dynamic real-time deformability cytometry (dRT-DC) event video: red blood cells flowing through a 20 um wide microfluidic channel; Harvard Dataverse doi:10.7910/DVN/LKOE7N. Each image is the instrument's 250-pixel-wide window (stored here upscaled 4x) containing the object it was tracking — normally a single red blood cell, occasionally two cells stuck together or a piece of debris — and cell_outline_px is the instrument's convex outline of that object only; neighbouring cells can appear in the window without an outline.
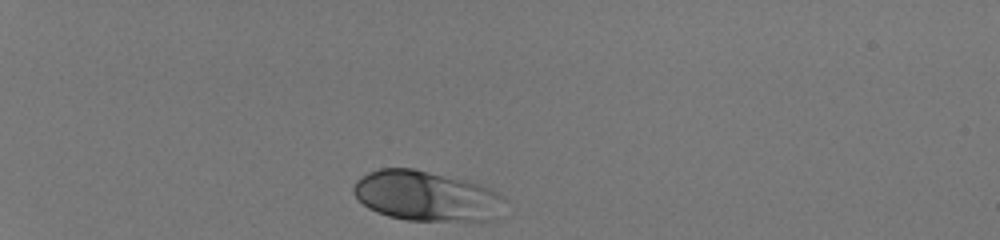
{"species": "human", "species_latin": "Homo sapiens", "temperature_condition": "room temperature", "stored_images_in_passage": 33, "camera_frame_rate_fps": 3000, "um_per_image_px": 0.085, "donor": {"sex": "male"}, "frame": {"image": 1, "passage_image": 1, "time_ms": 0.0, "image_size_px": [1000, 240], "cell_outline_px": [[508, 200], [492, 220], [408, 220], [388, 216], [376, 212], [368, 208], [352, 192], [352, 188], [356, 180], [368, 172], [380, 168], [412, 168], [472, 180], [492, 188], [500, 192]], "centroid_in_image_um": [36.28, 16.63], "position_along_channel_um": 48.7, "area_um2": 44.62}}
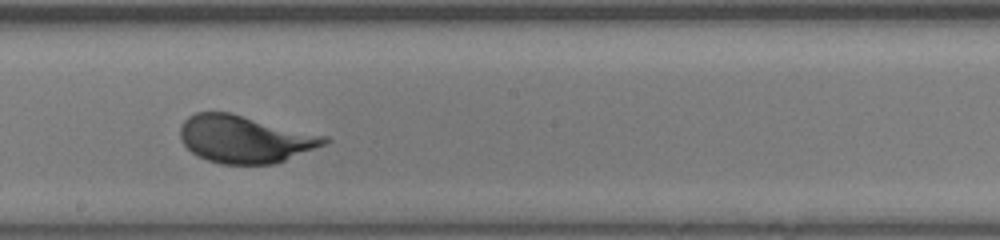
{"frame": {"image": 2, "passage_image": 19, "time_ms": 6.0, "image_size_px": [1000, 240], "cell_outline_px": [[332, 140], [324, 144], [276, 164], [220, 164], [208, 160], [192, 152], [184, 144], [180, 136], [180, 128], [184, 120], [188, 116], [196, 112], [232, 112], [328, 136]], "centroid_in_image_um": [20.82, 11.81], "position_along_channel_um": 227.4, "area_um2": 39.94}}
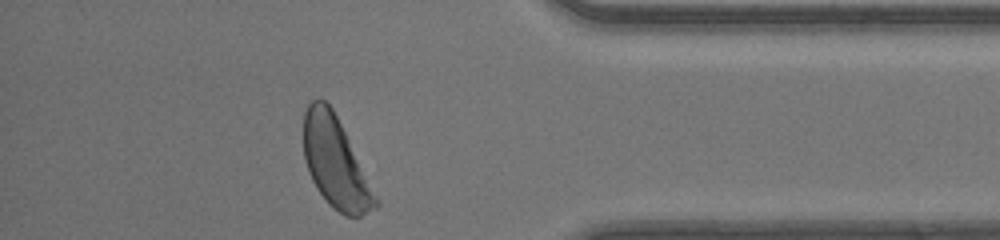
{"frame": {"image": 3, "passage_image": 33, "time_ms": 10.667, "image_size_px": [1000, 240], "cell_outline_px": [[380, 204], [376, 208], [360, 216], [344, 216], [332, 208], [328, 204], [316, 188], [308, 172], [304, 156], [304, 112], [308, 104], [312, 100], [324, 100], [332, 108], [380, 200]], "centroid_in_image_um": [28.53, 13.88], "position_along_channel_um": 406.7, "area_um2": 37.74}, "authors_computed_cell_mechanics": {"area_um2": 39.6508, "velocity_mm_per_s": 4.1205, "shape_relaxation_time_tau1_ms": 1.5817, "shape_relaxation_time_tau2_ms": null, "deformation_change_tau1": 0.1193, "deformation_change_tau2": null}}